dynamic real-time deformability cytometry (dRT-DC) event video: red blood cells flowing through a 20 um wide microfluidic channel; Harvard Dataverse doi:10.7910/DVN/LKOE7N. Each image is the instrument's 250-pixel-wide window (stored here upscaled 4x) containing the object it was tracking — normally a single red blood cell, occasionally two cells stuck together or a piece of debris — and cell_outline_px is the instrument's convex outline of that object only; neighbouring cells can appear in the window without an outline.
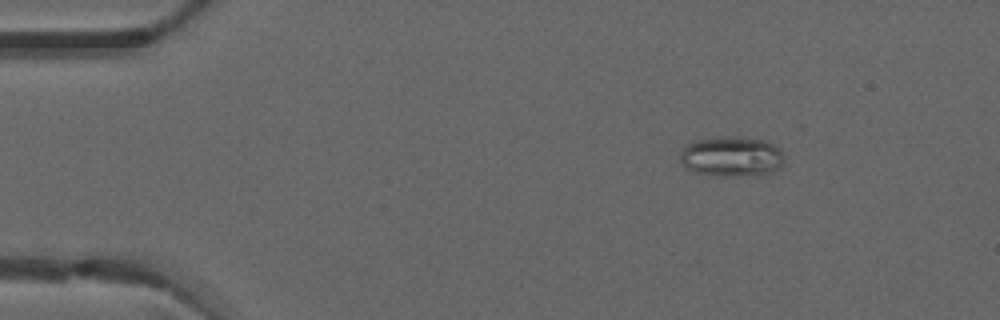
{"species": "common noctule bat (a hibernating species)", "species_latin": "Nyctalus noctula", "temperature_condition": "warm", "stored_images_in_passage": 4, "camera_frame_rate_fps": 3000, "um_per_image_px": 0.085, "animal": {"sex": "male", "forearm_length_mm": 52.5}, "frame": {"image": 1, "passage_image": 2, "time_ms": 0.333, "image_size_px": [1000, 320], "cell_outline_px": [[784, 164], [772, 172], [764, 176], [720, 176], [696, 172], [684, 168], [680, 164], [680, 152], [692, 140], [736, 132], [740, 132], [764, 140], [780, 148], [784, 152]], "centroid_in_image_um": [62.22, 13.25], "position_along_channel_um": 22.8, "area_um2": 26.01}}